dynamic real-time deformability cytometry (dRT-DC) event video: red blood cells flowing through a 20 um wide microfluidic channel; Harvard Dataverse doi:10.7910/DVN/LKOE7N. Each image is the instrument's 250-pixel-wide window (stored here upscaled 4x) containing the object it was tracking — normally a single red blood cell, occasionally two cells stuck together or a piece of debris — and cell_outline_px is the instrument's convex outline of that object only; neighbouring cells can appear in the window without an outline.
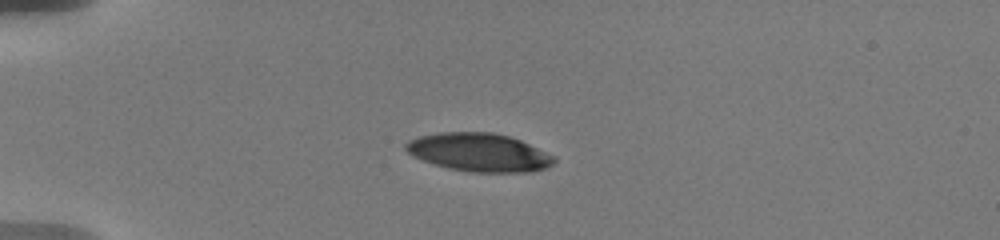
{"species": "human", "species_latin": "Homo sapiens", "temperature_condition": "warm", "stored_images_in_passage": 23, "camera_frame_rate_fps": 3000, "um_per_image_px": 0.085, "donor": {"sex": "male"}, "frame": {"image": 1, "passage_image": 9, "time_ms": 4.333, "image_size_px": [1000, 240], "cell_outline_px": [[556, 160], [552, 164], [544, 168], [532, 172], [472, 172], [448, 168], [424, 160], [408, 152], [404, 148], [404, 144], [408, 140], [420, 136], [440, 132], [492, 132], [508, 136], [520, 140], [556, 156]], "centroid_in_image_um": [40.74, 12.94], "position_along_channel_um": 44.3, "area_um2": 32.89}}
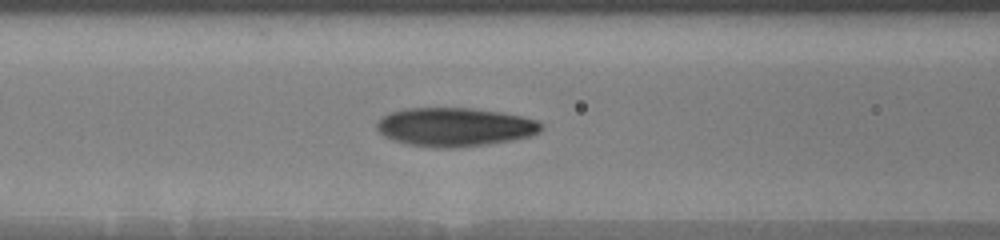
{"frame": {"image": 2, "passage_image": 17, "time_ms": 7.667, "image_size_px": [1000, 240], "cell_outline_px": [[544, 128], [540, 132], [532, 136], [512, 140], [484, 144], [452, 148], [436, 148], [408, 144], [384, 136], [376, 128], [376, 124], [380, 116], [388, 112], [404, 108], [472, 108], [500, 112], [520, 116], [536, 120], [544, 124]], "centroid_in_image_um": [38.65, 10.78], "position_along_channel_um": 127.9, "area_um2": 37.22}}
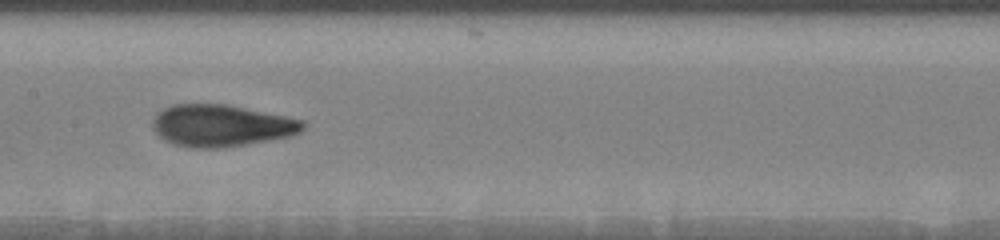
{"frame": {"image": 3, "passage_image": 21, "time_ms": 9.333, "image_size_px": [1000, 240], "cell_outline_px": [[308, 124], [300, 132], [292, 136], [220, 148], [192, 148], [172, 144], [164, 140], [152, 128], [152, 120], [156, 112], [172, 104], [228, 104], [304, 120]], "centroid_in_image_um": [18.79, 10.67], "position_along_channel_um": 188.6, "area_um2": 36.93}}